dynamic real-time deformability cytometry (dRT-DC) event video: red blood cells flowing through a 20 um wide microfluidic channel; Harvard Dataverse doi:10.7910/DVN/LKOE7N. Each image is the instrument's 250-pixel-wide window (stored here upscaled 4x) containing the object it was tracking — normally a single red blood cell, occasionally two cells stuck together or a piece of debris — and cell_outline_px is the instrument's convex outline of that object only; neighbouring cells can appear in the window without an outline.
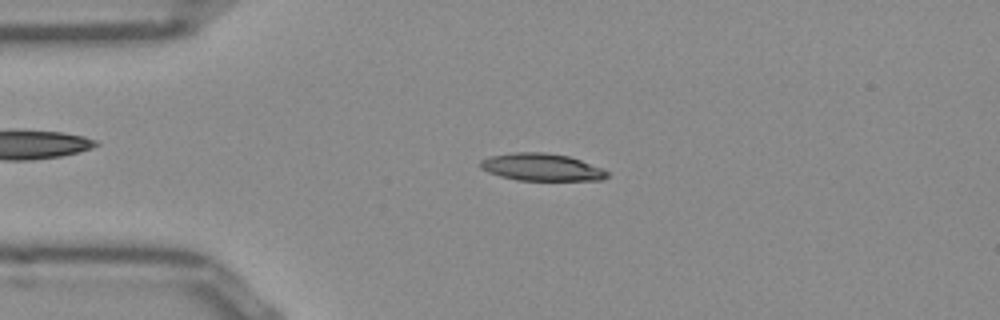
{"species": "Egyptian fruit bat (a non-hibernating species)", "species_latin": "Rousettus aegyptiacus", "temperature_condition": "room temperature", "stored_images_in_passage": 41, "camera_frame_rate_fps": 3000, "um_per_image_px": 0.085, "frame": {"image": 1, "passage_image": 1, "time_ms": 0.0, "image_size_px": [1000, 320], "cell_outline_px": [[608, 176], [600, 180], [516, 180], [500, 176], [488, 172], [480, 168], [480, 160], [488, 156], [512, 152], [544, 152], [568, 156], [580, 160], [600, 168], [608, 172]], "centroid_in_image_um": [45.96, 14.2], "position_along_channel_um": 39.0, "area_um2": 20.11}}
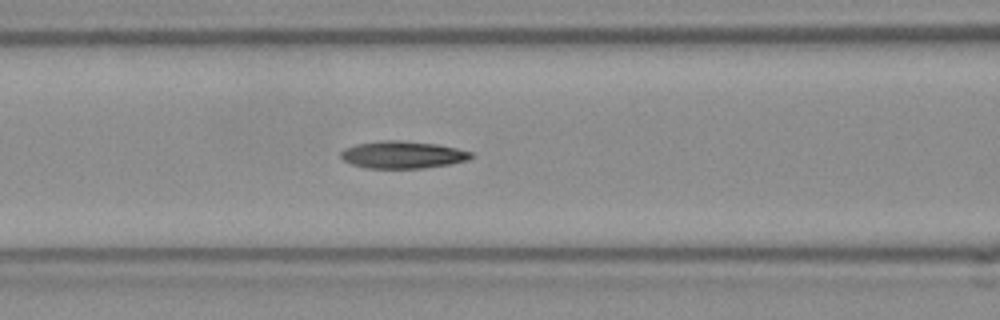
{"frame": {"image": 2, "passage_image": 10, "time_ms": 3.0, "image_size_px": [1000, 320], "cell_outline_px": [[472, 156], [468, 160], [448, 164], [420, 168], [368, 168], [352, 164], [344, 160], [340, 156], [340, 152], [344, 148], [356, 144], [380, 140], [400, 140], [436, 144], [456, 148], [472, 152]], "centroid_in_image_um": [34.19, 13.14], "position_along_channel_um": 132.4, "area_um2": 20.58}}
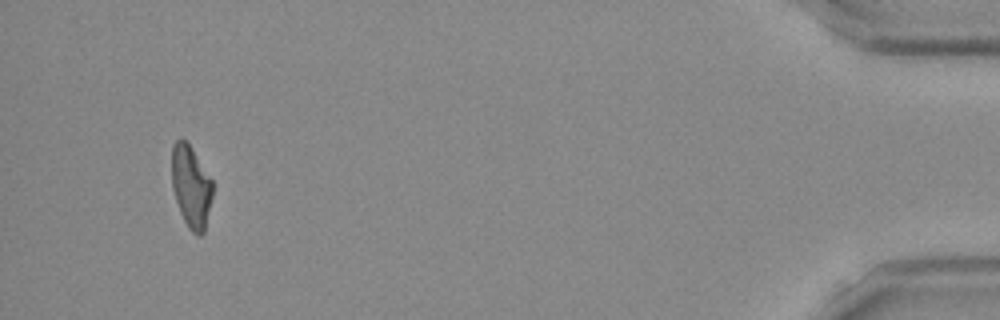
{"frame": {"image": 3, "passage_image": 38, "time_ms": 12.333, "image_size_px": [1000, 320], "cell_outline_px": [[212, 196], [204, 232], [200, 236], [196, 236], [188, 228], [180, 212], [172, 188], [172, 144], [176, 140], [184, 140], [188, 144], [212, 180]], "centroid_in_image_um": [16.23, 15.9], "position_along_channel_um": 419.0, "area_um2": 19.25}, "authors_computed_cell_mechanics": {"area_um2": 20.1144, "velocity_mm_per_s": 3.9294, "shape_relaxation_time_tau1_ms": null, "shape_relaxation_time_tau2_ms": 9.784, "deformation_change_tau1": null, "deformation_change_tau2": 0.2271}}